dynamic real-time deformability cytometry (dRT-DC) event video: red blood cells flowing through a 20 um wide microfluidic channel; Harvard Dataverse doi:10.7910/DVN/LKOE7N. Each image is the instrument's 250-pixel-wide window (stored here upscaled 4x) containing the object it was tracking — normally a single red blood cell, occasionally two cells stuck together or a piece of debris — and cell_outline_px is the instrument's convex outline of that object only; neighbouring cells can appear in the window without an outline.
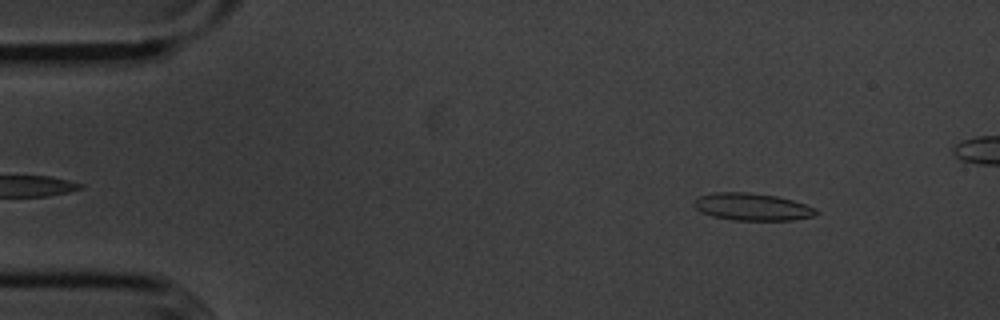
{"species": "common noctule bat (a hibernating species)", "species_latin": "Nyctalus noctula", "temperature_condition": "cold", "stored_images_in_passage": 49, "camera_frame_rate_fps": 3000, "um_per_image_px": 0.085, "animal": {"sex": "male", "body_mass_g": 20.1, "forearm_length_mm": 53.5}, "frame": {"image": 1, "passage_image": 4, "time_ms": 1.0, "image_size_px": [1000, 320], "cell_outline_px": [[820, 212], [812, 216], [792, 220], [732, 220], [712, 216], [700, 212], [692, 204], [692, 200], [700, 196], [716, 192], [748, 192], [776, 196], [792, 200], [816, 208]], "centroid_in_image_um": [63.9, 17.58], "position_along_channel_um": 21.1, "area_um2": 19.48}}
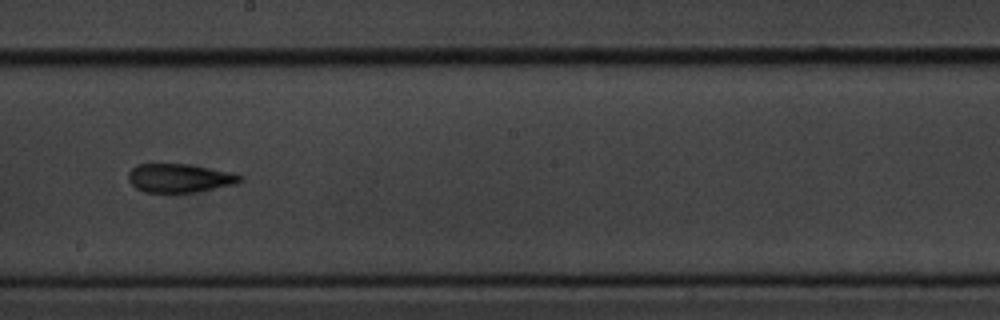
{"frame": {"image": 2, "passage_image": 28, "time_ms": 9.0, "image_size_px": [1000, 320], "cell_outline_px": [[244, 180], [236, 184], [196, 192], [144, 192], [136, 188], [128, 180], [128, 172], [136, 164], [188, 164], [228, 172], [240, 176]], "centroid_in_image_um": [15.22, 15.14], "position_along_channel_um": 233.0, "area_um2": 18.5}}
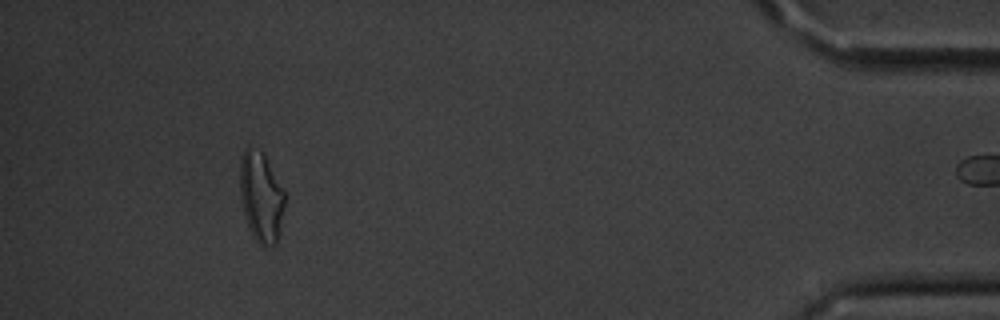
{"frame": {"image": 3, "passage_image": 48, "time_ms": 15.667, "image_size_px": [1000, 320], "cell_outline_px": [[284, 204], [276, 244], [264, 248], [252, 236], [244, 212], [240, 192], [240, 160], [244, 148], [248, 144], [260, 152], [264, 156], [284, 192]], "centroid_in_image_um": [22.16, 16.74], "position_along_channel_um": 413.0, "area_um2": 22.95}}